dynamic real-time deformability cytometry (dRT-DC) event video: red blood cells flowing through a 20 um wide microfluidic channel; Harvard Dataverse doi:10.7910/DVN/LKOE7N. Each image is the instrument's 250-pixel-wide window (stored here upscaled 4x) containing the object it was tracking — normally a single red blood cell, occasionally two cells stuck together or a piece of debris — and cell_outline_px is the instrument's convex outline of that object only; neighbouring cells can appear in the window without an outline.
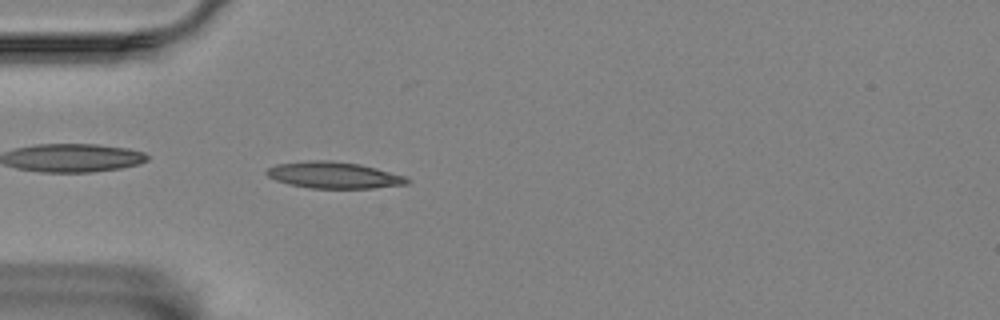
{"species": "Egyptian fruit bat (a non-hibernating species)", "species_latin": "Rousettus aegyptiacus", "temperature_condition": "room temperature", "stored_images_in_passage": 58, "camera_frame_rate_fps": 3000, "um_per_image_px": 0.085, "animal": {"sex": "female"}, "frame": {"image": 1, "passage_image": 17, "time_ms": 5.333, "image_size_px": [1000, 320], "cell_outline_px": [[412, 180], [408, 184], [372, 188], [308, 188], [288, 184], [276, 180], [268, 176], [264, 172], [268, 168], [276, 164], [312, 160], [324, 160], [360, 164], [376, 168], [404, 176]], "centroid_in_image_um": [28.36, 14.89], "position_along_channel_um": 56.6, "area_um2": 21.62}}
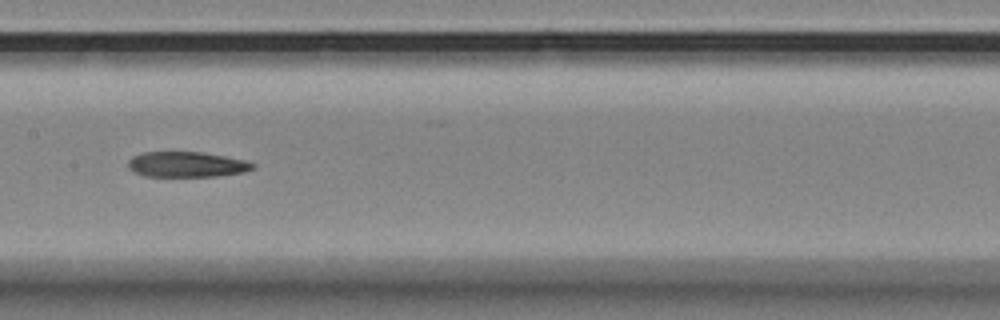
{"frame": {"image": 2, "passage_image": 29, "time_ms": 9.333, "image_size_px": [1000, 320], "cell_outline_px": [[256, 164], [252, 168], [244, 172], [216, 176], [144, 176], [128, 168], [128, 160], [132, 156], [144, 152], [200, 152], [224, 156]], "centroid_in_image_um": [15.81, 13.98], "position_along_channel_um": 191.6, "area_um2": 18.15}}
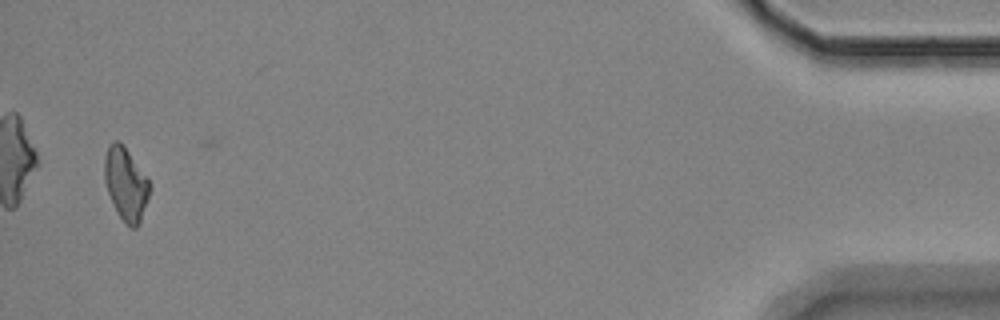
{"frame": {"image": 3, "passage_image": 56, "time_ms": 18.333, "image_size_px": [1000, 320], "cell_outline_px": [[152, 188], [140, 220], [136, 228], [128, 228], [124, 224], [108, 192], [104, 180], [104, 156], [108, 144], [116, 140], [120, 140], [124, 144], [152, 184]], "centroid_in_image_um": [10.7, 15.59], "position_along_channel_um": 424.5, "area_um2": 19.42}}